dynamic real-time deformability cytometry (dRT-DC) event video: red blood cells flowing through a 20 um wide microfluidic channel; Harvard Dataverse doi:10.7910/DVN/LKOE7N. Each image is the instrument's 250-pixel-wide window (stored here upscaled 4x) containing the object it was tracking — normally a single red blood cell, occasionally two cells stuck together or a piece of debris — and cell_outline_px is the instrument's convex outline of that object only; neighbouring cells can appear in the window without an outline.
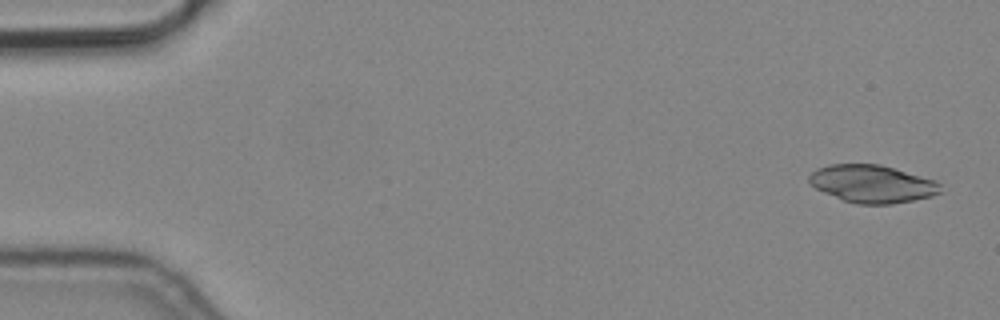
{"species": "common noctule bat (a hibernating species)", "species_latin": "Nyctalus noctula", "temperature_condition": "cold", "stored_images_in_passage": 7, "camera_frame_rate_fps": 3000, "um_per_image_px": 0.085, "animal": {"sex": "male", "body_mass_g": 19.2, "forearm_length_mm": 51.8}, "frame": {"image": 1, "passage_image": 1, "time_ms": 0.0, "image_size_px": [1000, 320], "cell_outline_px": [[944, 192], [932, 196], [892, 204], [856, 204], [844, 200], [824, 192], [816, 188], [808, 180], [808, 176], [816, 168], [828, 164], [880, 164], [936, 180], [940, 184]], "centroid_in_image_um": [74.16, 15.62], "position_along_channel_um": 10.8, "area_um2": 28.9}}
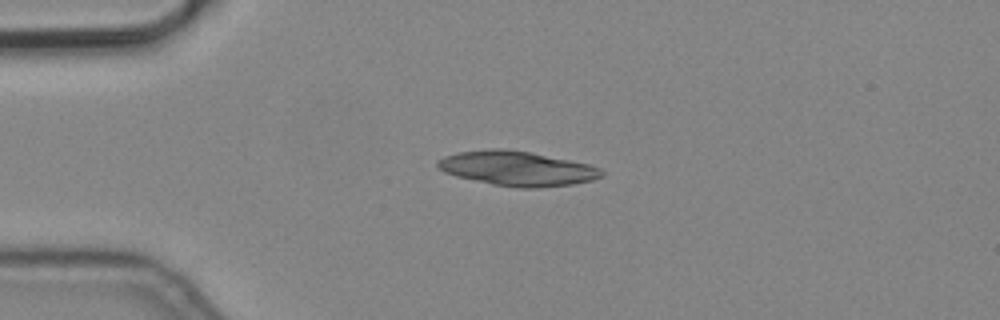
{"frame": {"image": 2, "passage_image": 4, "time_ms": 1.0, "image_size_px": [1000, 320], "cell_outline_px": [[604, 176], [592, 180], [572, 184], [536, 188], [520, 188], [492, 184], [456, 176], [444, 172], [436, 168], [436, 160], [444, 156], [456, 152], [488, 148], [508, 148], [532, 152], [588, 164], [600, 168], [604, 172]], "centroid_in_image_um": [43.92, 14.3], "position_along_channel_um": 41.1, "area_um2": 33.41}}